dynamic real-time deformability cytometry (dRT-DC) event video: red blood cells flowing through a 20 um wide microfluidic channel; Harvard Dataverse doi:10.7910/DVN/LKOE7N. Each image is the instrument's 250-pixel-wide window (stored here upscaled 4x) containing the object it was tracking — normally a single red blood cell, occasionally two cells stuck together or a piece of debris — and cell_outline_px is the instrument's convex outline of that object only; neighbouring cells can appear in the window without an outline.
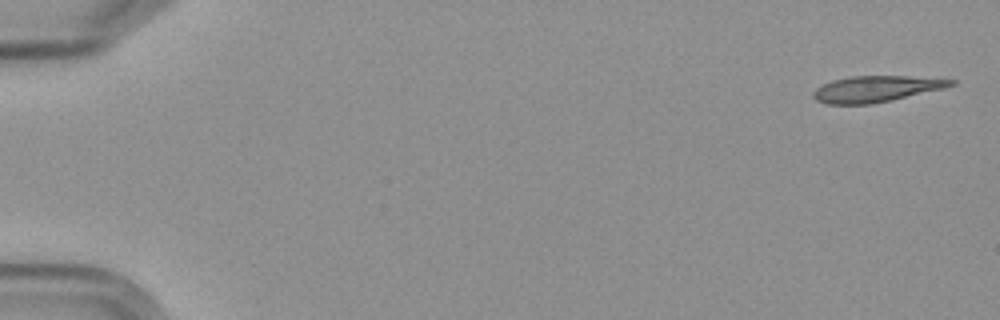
{"species": "Egyptian fruit bat (a non-hibernating species)", "species_latin": "Rousettus aegyptiacus", "temperature_condition": "cold", "stored_images_in_passage": 8, "camera_frame_rate_fps": 3000, "um_per_image_px": 0.085, "frame": {"image": 1, "passage_image": 1, "time_ms": 0.0, "image_size_px": [1000, 320], "cell_outline_px": [[956, 84], [944, 88], [892, 100], [872, 104], [828, 104], [816, 100], [812, 96], [812, 92], [820, 84], [832, 80], [852, 76], [908, 76], [956, 80]], "centroid_in_image_um": [74.43, 7.55], "position_along_channel_um": 10.6, "area_um2": 20.98}}
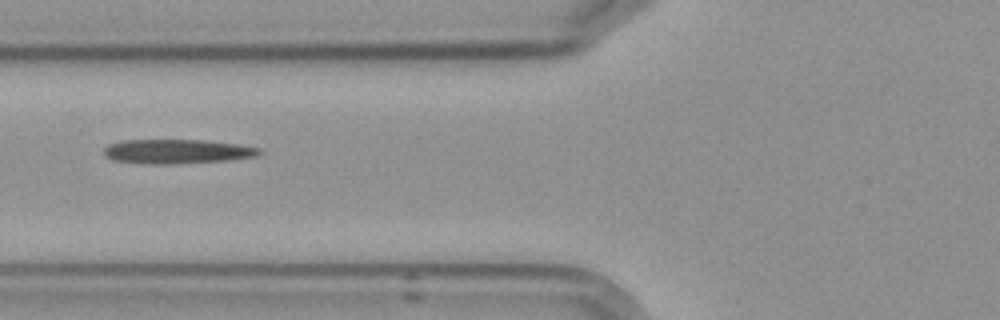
{"frame": {"image": 2, "passage_image": 7, "time_ms": 7.0, "image_size_px": [1000, 320], "cell_outline_px": [[264, 152], [256, 156], [228, 160], [176, 164], [140, 164], [112, 160], [104, 156], [104, 148], [108, 144], [124, 140], [204, 140], [240, 144], [260, 148]], "centroid_in_image_um": [15.04, 12.88], "position_along_channel_um": 110.8, "area_um2": 22.37}}
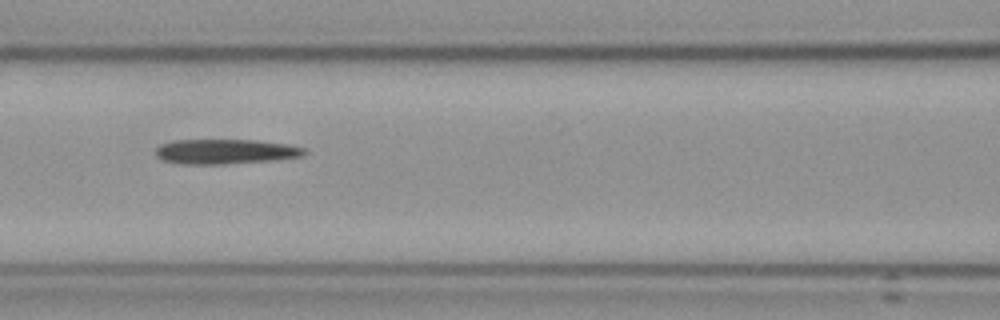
{"frame": {"image": 3, "passage_image": 8, "time_ms": 8.0, "image_size_px": [1000, 320], "cell_outline_px": [[308, 152], [304, 156], [276, 160], [224, 164], [184, 164], [164, 160], [156, 156], [156, 148], [160, 144], [176, 140], [256, 140], [288, 144], [308, 148]], "centroid_in_image_um": [19.24, 12.88], "position_along_channel_um": 147.4, "area_um2": 21.73}}